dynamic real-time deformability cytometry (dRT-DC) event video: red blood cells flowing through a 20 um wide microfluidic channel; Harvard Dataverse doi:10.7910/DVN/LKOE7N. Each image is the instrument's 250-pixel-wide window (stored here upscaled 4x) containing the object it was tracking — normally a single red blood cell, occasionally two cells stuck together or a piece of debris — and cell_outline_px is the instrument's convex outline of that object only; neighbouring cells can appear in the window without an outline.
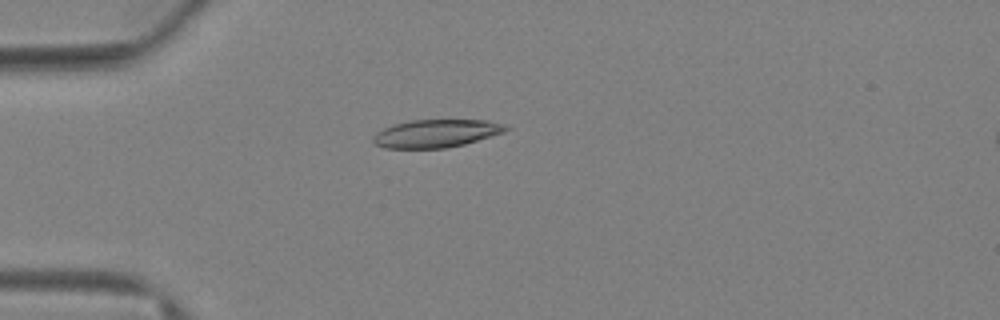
{"species": "Egyptian fruit bat (a non-hibernating species)", "species_latin": "Rousettus aegyptiacus", "temperature_condition": "warm", "stored_images_in_passage": 54, "camera_frame_rate_fps": 3000, "um_per_image_px": 0.085, "animal": {"sex": "female"}, "frame": {"image": 1, "passage_image": 12, "time_ms": 3.667, "image_size_px": [1000, 320], "cell_outline_px": [[512, 128], [504, 132], [464, 144], [444, 148], [384, 148], [376, 144], [372, 140], [372, 136], [376, 132], [392, 124], [412, 120], [488, 120], [504, 124]], "centroid_in_image_um": [37.07, 11.33], "position_along_channel_um": 47.9, "area_um2": 21.62}}
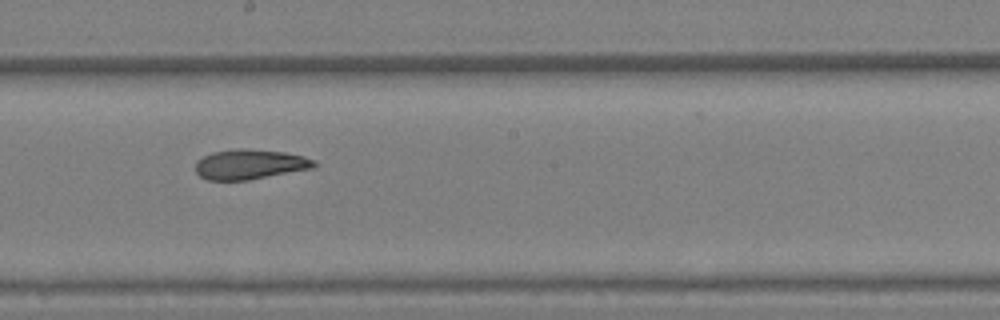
{"frame": {"image": 2, "passage_image": 30, "time_ms": 9.667, "image_size_px": [1000, 320], "cell_outline_px": [[316, 168], [248, 180], [208, 180], [200, 176], [196, 172], [196, 160], [212, 152], [236, 148], [244, 148], [284, 152], [304, 156], [316, 160]], "centroid_in_image_um": [21.27, 13.96], "position_along_channel_um": 226.9, "area_um2": 20.92}}
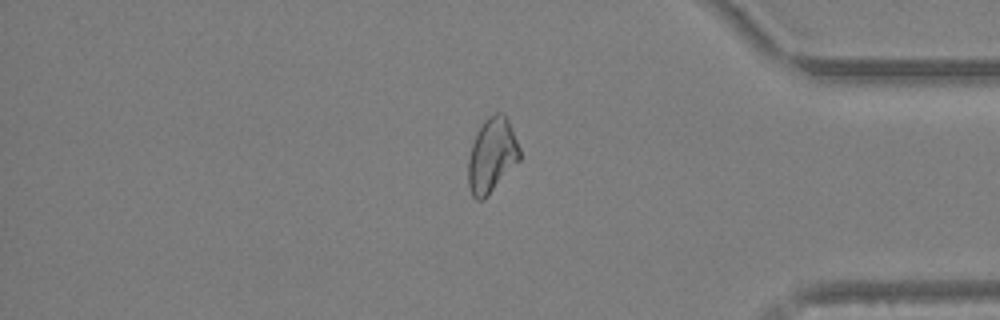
{"frame": {"image": 3, "passage_image": 47, "time_ms": 15.333, "image_size_px": [1000, 320], "cell_outline_px": [[520, 160], [488, 196], [484, 200], [476, 200], [472, 196], [468, 184], [468, 160], [472, 144], [484, 120], [488, 116], [496, 112], [504, 112], [508, 120], [520, 148]], "centroid_in_image_um": [41.81, 13.22], "position_along_channel_um": 393.4, "area_um2": 22.37}, "authors_computed_cell_mechanics": {"area_um2": 21.8773, "velocity_mm_per_s": 3.323, "shape_relaxation_time_tau1_ms": null, "shape_relaxation_time_tau2_ms": 3.2075, "deformation_change_tau1": null, "deformation_change_tau2": 0.0911}}